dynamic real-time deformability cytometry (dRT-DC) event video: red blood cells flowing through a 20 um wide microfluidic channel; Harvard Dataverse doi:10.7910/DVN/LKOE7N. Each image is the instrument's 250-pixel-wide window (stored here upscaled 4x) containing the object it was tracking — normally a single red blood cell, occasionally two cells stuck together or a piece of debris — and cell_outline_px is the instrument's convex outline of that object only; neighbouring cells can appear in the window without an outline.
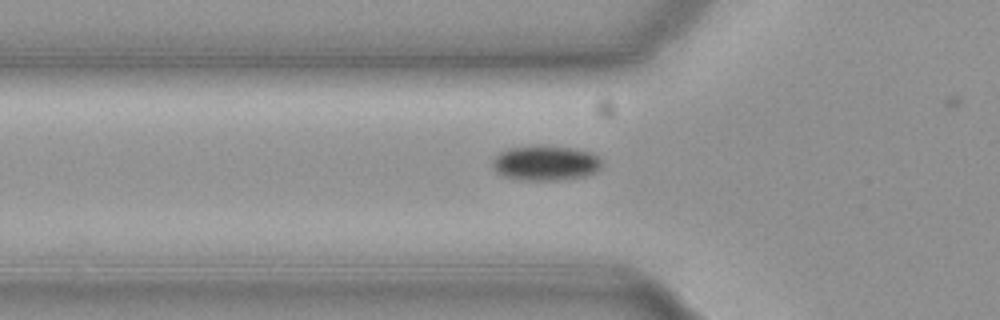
{"species": "common noctule bat (a hibernating species)", "species_latin": "Nyctalus noctula", "temperature_condition": "cold", "stored_images_in_passage": 33, "camera_frame_rate_fps": 3000, "um_per_image_px": 0.085, "animal": {"sex": "female", "body_mass_g": 19.3, "forearm_length_mm": 54.1}, "frame": {"image": 1, "passage_image": 7, "time_ms": 2.0, "image_size_px": [1000, 320], "cell_outline_px": [[600, 164], [592, 172], [584, 176], [552, 180], [528, 180], [508, 176], [500, 172], [492, 164], [492, 160], [500, 152], [508, 148], [532, 144], [544, 144], [572, 148], [592, 152], [600, 160]], "centroid_in_image_um": [46.34, 13.8], "position_along_channel_um": 79.5, "area_um2": 21.91}}
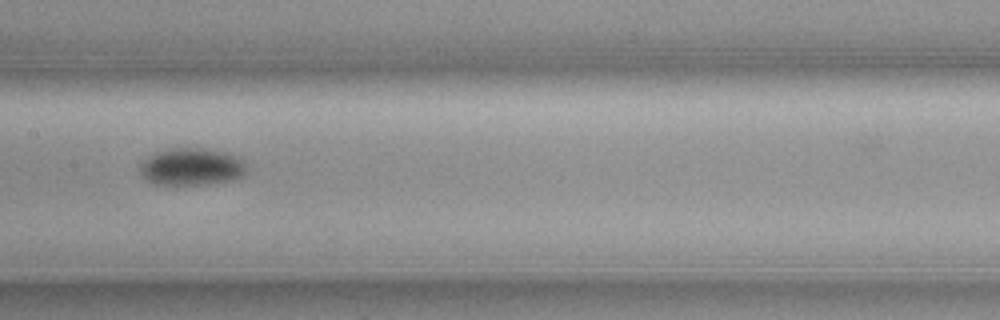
{"frame": {"image": 2, "passage_image": 16, "time_ms": 5.0, "image_size_px": [1000, 320], "cell_outline_px": [[244, 172], [240, 176], [228, 180], [204, 184], [152, 184], [140, 172], [140, 164], [148, 156], [156, 152], [168, 148], [204, 148], [224, 152], [240, 156], [244, 164]], "centroid_in_image_um": [16.24, 14.15], "position_along_channel_um": 191.2, "area_um2": 22.83}}
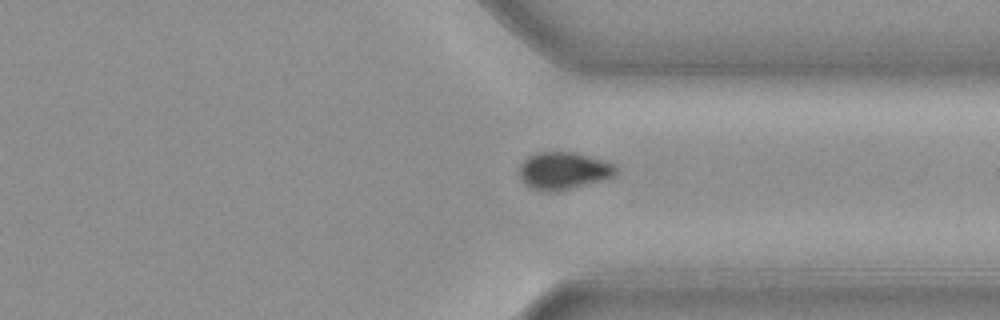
{"frame": {"image": 3, "passage_image": 30, "time_ms": 9.667, "image_size_px": [1000, 320], "cell_outline_px": [[616, 176], [604, 180], [556, 192], [540, 192], [532, 188], [520, 176], [520, 164], [528, 156], [536, 152], [576, 152], [612, 164], [616, 168]], "centroid_in_image_um": [47.89, 14.52], "position_along_channel_um": 363.5, "area_um2": 20.92}}